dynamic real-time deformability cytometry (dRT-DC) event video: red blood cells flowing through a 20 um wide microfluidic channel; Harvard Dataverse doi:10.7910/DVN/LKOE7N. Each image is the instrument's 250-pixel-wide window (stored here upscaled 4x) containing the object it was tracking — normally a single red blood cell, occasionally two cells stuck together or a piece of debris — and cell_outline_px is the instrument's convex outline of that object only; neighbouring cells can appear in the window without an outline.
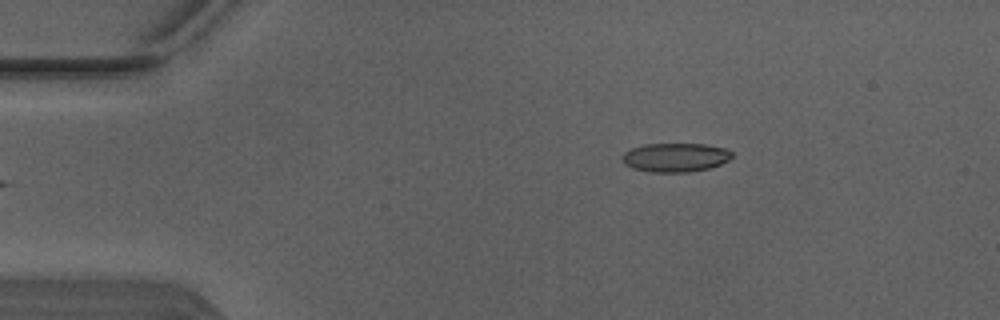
{"species": "Egyptian fruit bat (a non-hibernating species)", "species_latin": "Rousettus aegyptiacus", "temperature_condition": "warm", "stored_images_in_passage": 5, "camera_frame_rate_fps": 3000, "um_per_image_px": 0.085, "animal": {"sex": "male"}, "frame": {"image": 1, "passage_image": 5, "time_ms": 1.333, "image_size_px": [1000, 320], "cell_outline_px": [[732, 156], [728, 160], [720, 164], [708, 168], [688, 172], [648, 172], [632, 168], [624, 164], [620, 160], [620, 156], [624, 152], [632, 148], [644, 144], [704, 144], [724, 148], [732, 152]], "centroid_in_image_um": [57.34, 13.38], "position_along_channel_um": 27.7, "area_um2": 18.55}}